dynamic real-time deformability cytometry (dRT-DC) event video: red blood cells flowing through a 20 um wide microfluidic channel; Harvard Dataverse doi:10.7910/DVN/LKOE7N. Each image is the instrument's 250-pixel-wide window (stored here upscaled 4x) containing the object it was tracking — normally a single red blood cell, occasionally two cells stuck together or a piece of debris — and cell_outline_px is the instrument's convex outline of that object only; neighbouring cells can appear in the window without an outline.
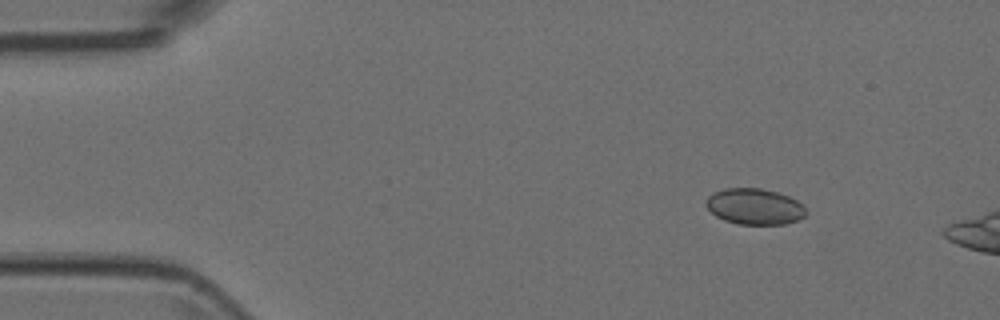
{"species": "Egyptian fruit bat (a non-hibernating species)", "species_latin": "Rousettus aegyptiacus", "temperature_condition": "room temperature", "stored_images_in_passage": 4, "camera_frame_rate_fps": 3000, "um_per_image_px": 0.085, "animal": {"sex": "female"}, "frame": {"image": 1, "passage_image": 2, "time_ms": 0.333, "image_size_px": [1000, 320], "cell_outline_px": [[808, 212], [804, 216], [796, 220], [784, 224], [736, 224], [724, 220], [716, 216], [704, 204], [704, 200], [708, 196], [724, 188], [760, 188], [776, 192], [788, 196], [804, 204]], "centroid_in_image_um": [64.14, 17.55], "position_along_channel_um": 20.9, "area_um2": 21.04}}
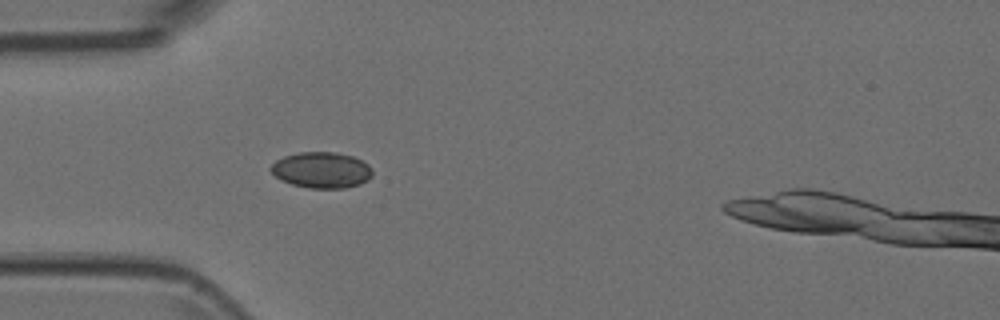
{"frame": {"image": 2, "passage_image": 4, "time_ms": 1.0, "image_size_px": [1000, 320], "cell_outline_px": [[372, 176], [368, 180], [360, 184], [344, 188], [308, 188], [292, 184], [280, 180], [268, 168], [276, 160], [284, 156], [300, 152], [336, 152], [352, 156], [368, 164], [372, 168]], "centroid_in_image_um": [27.33, 14.45], "position_along_channel_um": 57.7, "area_um2": 21.39}}